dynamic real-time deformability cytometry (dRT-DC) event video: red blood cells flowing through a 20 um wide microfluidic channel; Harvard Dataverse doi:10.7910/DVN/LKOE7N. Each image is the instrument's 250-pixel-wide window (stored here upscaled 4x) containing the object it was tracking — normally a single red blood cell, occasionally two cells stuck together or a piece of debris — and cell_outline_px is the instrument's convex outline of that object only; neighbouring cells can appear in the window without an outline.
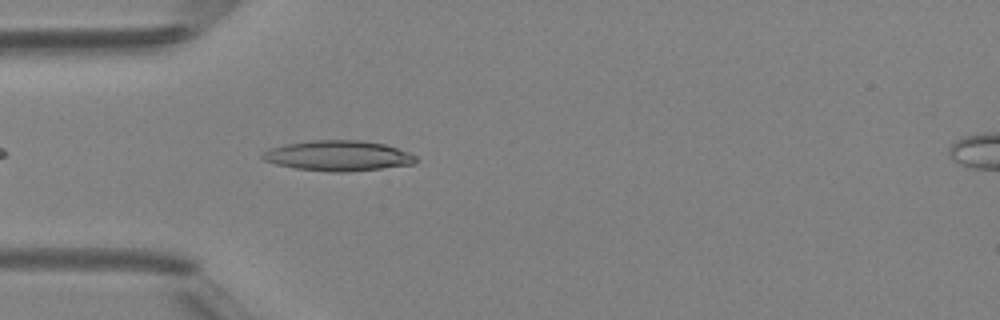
{"species": "Egyptian fruit bat (a non-hibernating species)", "species_latin": "Rousettus aegyptiacus", "temperature_condition": "room temperature", "stored_images_in_passage": 4, "camera_frame_rate_fps": 3000, "um_per_image_px": 0.085, "animal": {"sex": "female"}, "frame": {"image": 1, "passage_image": 4, "time_ms": 3.667, "image_size_px": [1000, 320], "cell_outline_px": [[420, 160], [416, 164], [348, 172], [332, 172], [296, 168], [276, 164], [264, 160], [260, 156], [268, 148], [284, 144], [312, 140], [360, 140], [384, 144], [408, 152], [416, 156]], "centroid_in_image_um": [28.76, 13.24], "position_along_channel_um": 56.2, "area_um2": 27.22}}